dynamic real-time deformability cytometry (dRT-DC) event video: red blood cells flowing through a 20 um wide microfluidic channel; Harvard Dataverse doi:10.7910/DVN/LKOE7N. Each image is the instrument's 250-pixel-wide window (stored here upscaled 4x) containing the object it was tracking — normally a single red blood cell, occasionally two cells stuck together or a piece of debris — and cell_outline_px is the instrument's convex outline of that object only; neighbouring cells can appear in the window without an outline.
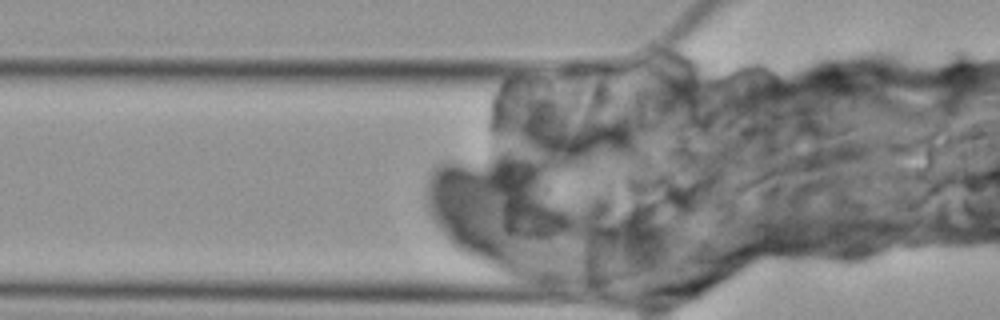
{"species": "Egyptian fruit bat (a non-hibernating species)", "species_latin": "Rousettus aegyptiacus", "temperature_condition": "cold", "stored_images_in_passage": 3, "camera_frame_rate_fps": 3000, "um_per_image_px": 0.085, "animal": {"sex": "female"}, "frame": {"image": 1, "passage_image": 3, "time_ms": 2.667, "image_size_px": [1000, 320], "cell_outline_px": [[756, 252], [720, 276], [700, 288], [688, 292], [656, 292], [648, 288], [728, 248], [740, 244]], "centroid_in_image_um": [59.87, 23.04], "position_along_channel_um": 65.9, "area_um2": 13.93}}